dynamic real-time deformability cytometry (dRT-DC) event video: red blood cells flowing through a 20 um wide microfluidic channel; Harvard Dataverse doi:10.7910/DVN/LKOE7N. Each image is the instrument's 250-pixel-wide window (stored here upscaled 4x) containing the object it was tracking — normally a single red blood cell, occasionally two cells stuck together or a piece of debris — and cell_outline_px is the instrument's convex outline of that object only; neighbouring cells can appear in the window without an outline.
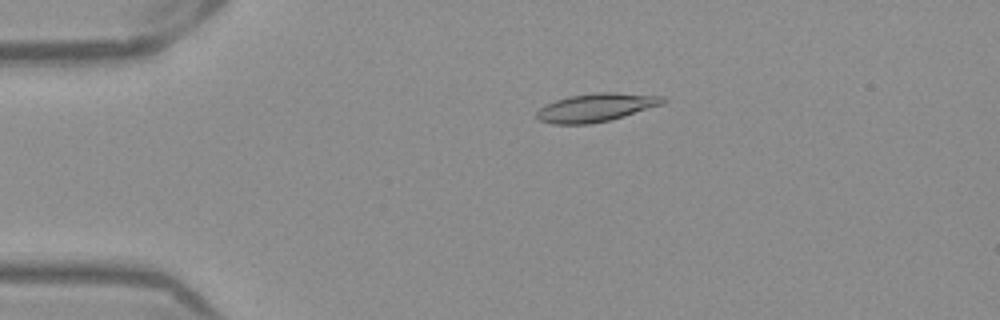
{"species": "Egyptian fruit bat (a non-hibernating species)", "species_latin": "Rousettus aegyptiacus", "temperature_condition": "warm", "stored_images_in_passage": 49, "camera_frame_rate_fps": 3000, "um_per_image_px": 0.085, "frame": {"image": 1, "passage_image": 8, "time_ms": 2.333, "image_size_px": [1000, 320], "cell_outline_px": [[668, 100], [660, 104], [624, 116], [608, 120], [588, 124], [552, 124], [540, 120], [536, 116], [536, 112], [540, 108], [556, 100], [572, 96], [600, 92], [612, 92], [664, 96]], "centroid_in_image_um": [50.66, 9.14], "position_along_channel_um": 34.3, "area_um2": 20.35}}
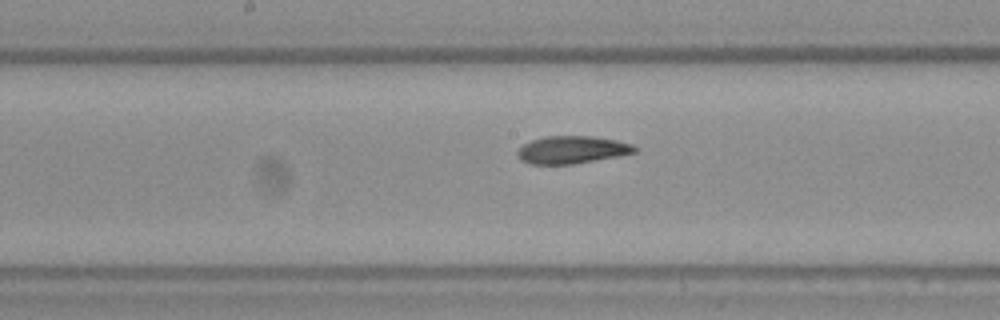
{"frame": {"image": 2, "passage_image": 24, "time_ms": 7.667, "image_size_px": [1000, 320], "cell_outline_px": [[640, 148], [636, 152], [616, 156], [572, 164], [532, 164], [520, 160], [516, 156], [516, 152], [524, 144], [532, 140], [544, 136], [592, 136], [616, 140], [632, 144]], "centroid_in_image_um": [48.61, 12.72], "position_along_channel_um": 199.6, "area_um2": 18.79}}
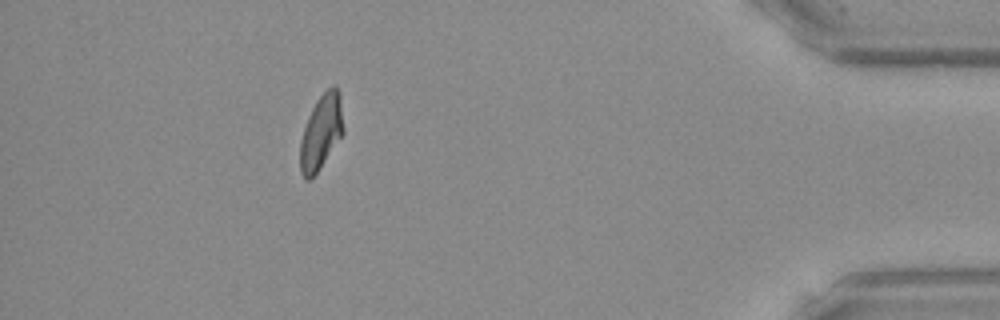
{"frame": {"image": 3, "passage_image": 44, "time_ms": 14.333, "image_size_px": [1000, 320], "cell_outline_px": [[344, 132], [320, 168], [308, 180], [304, 180], [300, 172], [300, 140], [308, 116], [316, 100], [332, 84], [336, 84], [340, 92], [344, 128]], "centroid_in_image_um": [27.31, 11.19], "position_along_channel_um": 407.9, "area_um2": 18.96}, "authors_computed_cell_mechanics": {"area_um2": 19.363, "velocity_mm_per_s": 3.9104, "shape_relaxation_time_tau1_ms": null, "shape_relaxation_time_tau2_ms": 2.2308, "deformation_change_tau1": null, "deformation_change_tau2": 0.0686}}